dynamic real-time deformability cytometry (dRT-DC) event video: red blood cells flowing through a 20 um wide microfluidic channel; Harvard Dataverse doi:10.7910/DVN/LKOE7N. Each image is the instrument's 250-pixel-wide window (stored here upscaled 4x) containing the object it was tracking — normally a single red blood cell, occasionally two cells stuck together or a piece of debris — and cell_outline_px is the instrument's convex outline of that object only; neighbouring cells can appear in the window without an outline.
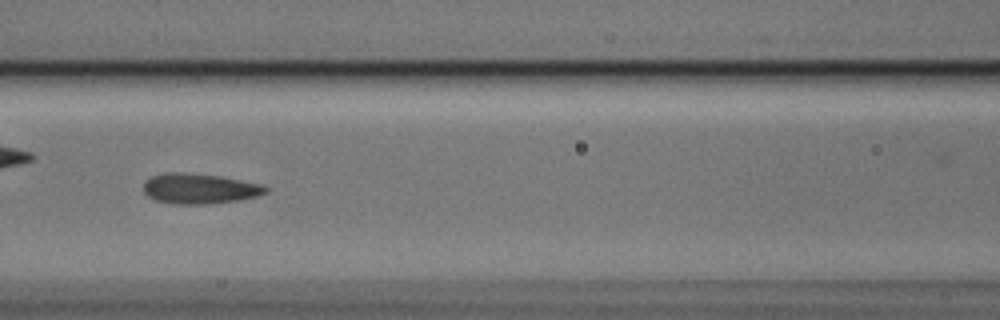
{"species": "Egyptian fruit bat (a non-hibernating species)", "species_latin": "Rousettus aegyptiacus", "temperature_condition": "cold", "stored_images_in_passage": 5, "camera_frame_rate_fps": 3000, "um_per_image_px": 0.085, "animal": {"sex": "male"}, "frame": {"image": 1, "passage_image": 4, "time_ms": 1.0, "image_size_px": [1000, 320], "cell_outline_px": [[268, 192], [256, 196], [240, 200], [212, 204], [172, 204], [156, 200], [148, 196], [144, 192], [144, 180], [152, 176], [168, 172], [180, 172], [220, 176], [260, 184], [268, 188]], "centroid_in_image_um": [16.94, 16.04], "position_along_channel_um": 149.7, "area_um2": 21.56}}
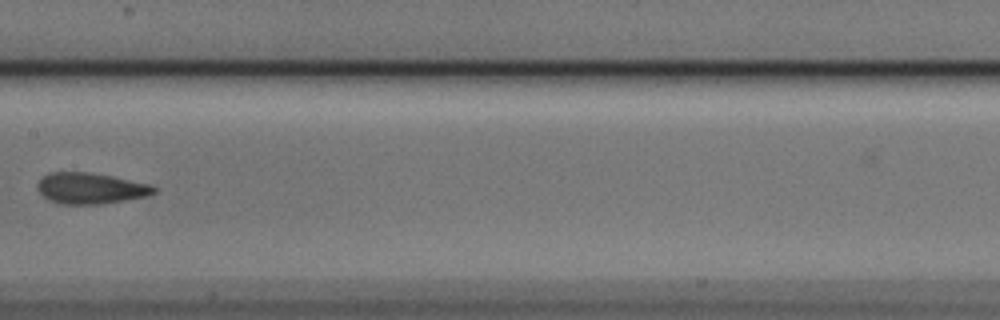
{"frame": {"image": 2, "passage_image": 5, "time_ms": 1.333, "image_size_px": [1000, 320], "cell_outline_px": [[160, 188], [156, 192], [144, 196], [104, 204], [60, 204], [48, 200], [36, 188], [36, 184], [44, 176], [52, 172], [88, 172], [112, 176], [152, 184]], "centroid_in_image_um": [7.72, 16.01], "position_along_channel_um": 199.7, "area_um2": 21.15}}